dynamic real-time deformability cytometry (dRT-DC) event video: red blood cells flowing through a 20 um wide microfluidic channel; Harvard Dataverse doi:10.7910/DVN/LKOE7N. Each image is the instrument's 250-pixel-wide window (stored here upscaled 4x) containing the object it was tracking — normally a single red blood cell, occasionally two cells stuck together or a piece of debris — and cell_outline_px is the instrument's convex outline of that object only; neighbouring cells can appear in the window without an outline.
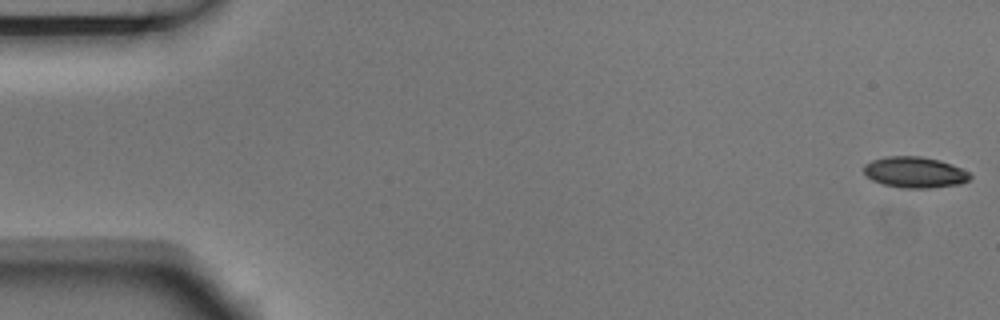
{"species": "Egyptian fruit bat (a non-hibernating species)", "species_latin": "Rousettus aegyptiacus", "temperature_condition": "room temperature", "stored_images_in_passage": 4, "camera_frame_rate_fps": 3000, "um_per_image_px": 0.085, "animal": {"sex": "male"}, "frame": {"image": 1, "passage_image": 1, "time_ms": 0.0, "image_size_px": [1000, 320], "cell_outline_px": [[972, 176], [968, 180], [960, 184], [928, 188], [900, 188], [884, 184], [872, 180], [864, 172], [864, 164], [872, 160], [884, 156], [920, 156], [940, 160], [952, 164], [968, 172]], "centroid_in_image_um": [77.75, 14.64], "position_along_channel_um": 7.3, "area_um2": 19.19}}
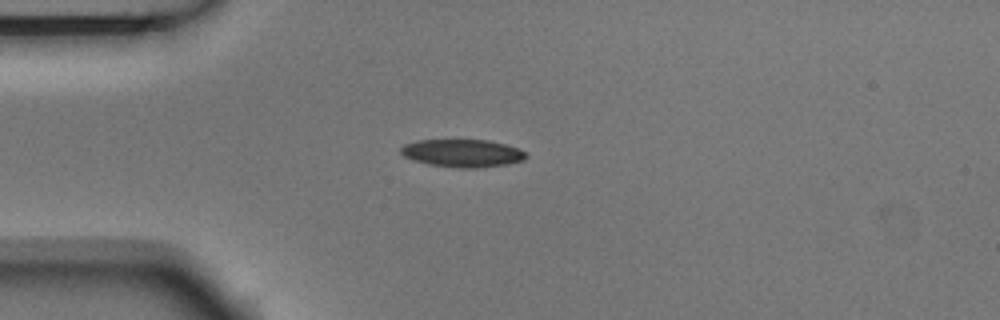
{"frame": {"image": 2, "passage_image": 4, "time_ms": 1.0, "image_size_px": [1000, 320], "cell_outline_px": [[528, 156], [524, 160], [508, 164], [476, 168], [460, 168], [428, 164], [412, 160], [404, 156], [400, 152], [400, 148], [404, 144], [416, 140], [488, 140], [504, 144], [516, 148], [524, 152]], "centroid_in_image_um": [39.28, 13.02], "position_along_channel_um": 45.7, "area_um2": 20.23}}